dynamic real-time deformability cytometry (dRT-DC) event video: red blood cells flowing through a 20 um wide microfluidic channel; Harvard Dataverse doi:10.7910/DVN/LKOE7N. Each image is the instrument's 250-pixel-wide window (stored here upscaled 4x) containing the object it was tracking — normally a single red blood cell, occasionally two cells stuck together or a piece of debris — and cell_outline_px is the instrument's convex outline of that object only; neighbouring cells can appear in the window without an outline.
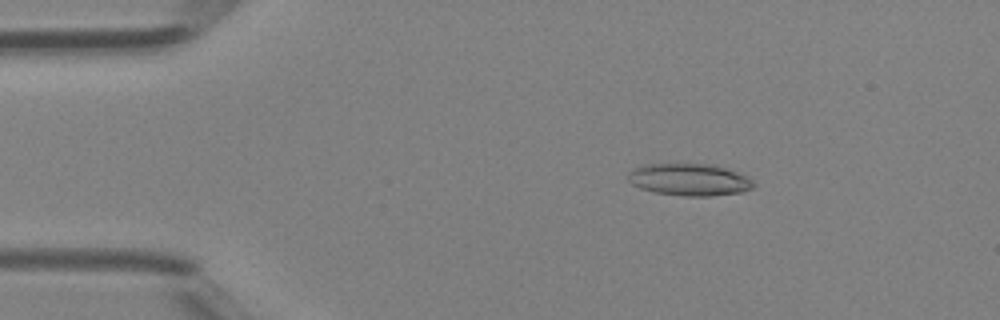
{"species": "Egyptian fruit bat (a non-hibernating species)", "species_latin": "Rousettus aegyptiacus", "temperature_condition": "room temperature", "stored_images_in_passage": 43, "camera_frame_rate_fps": 3000, "um_per_image_px": 0.085, "animal": {"sex": "female"}, "frame": {"image": 1, "passage_image": 8, "time_ms": 2.333, "image_size_px": [1000, 320], "cell_outline_px": [[756, 184], [752, 188], [744, 192], [712, 196], [684, 196], [652, 192], [640, 188], [632, 184], [628, 180], [628, 172], [644, 164], [712, 164], [736, 172], [752, 180]], "centroid_in_image_um": [58.59, 15.28], "position_along_channel_um": 26.4, "area_um2": 23.47}}
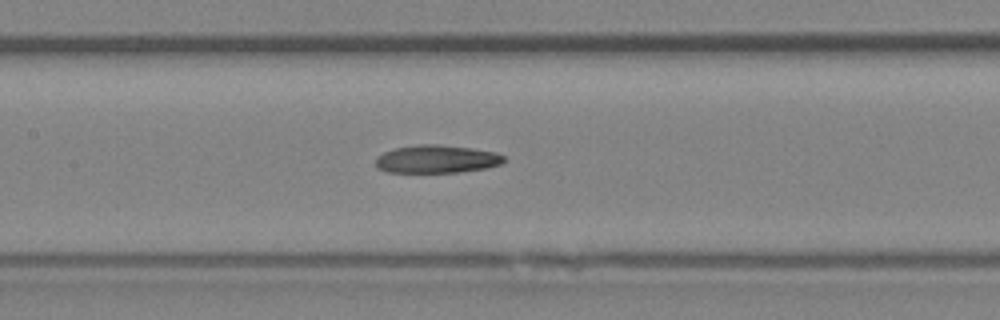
{"frame": {"image": 2, "passage_image": 21, "time_ms": 6.667, "image_size_px": [1000, 320], "cell_outline_px": [[504, 160], [500, 164], [488, 168], [460, 172], [388, 172], [376, 168], [376, 156], [392, 148], [416, 144], [440, 144], [472, 148], [496, 152], [504, 156]], "centroid_in_image_um": [37.09, 13.51], "position_along_channel_um": 170.3, "area_um2": 21.15}}
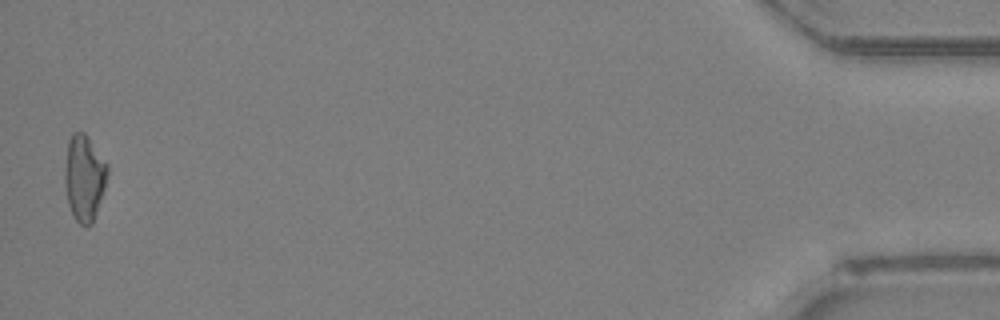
{"frame": {"image": 3, "passage_image": 43, "time_ms": 14.0, "image_size_px": [1000, 320], "cell_outline_px": [[108, 172], [104, 188], [92, 224], [80, 224], [76, 220], [68, 204], [64, 184], [64, 172], [68, 140], [72, 132], [84, 132], [88, 136], [108, 164]], "centroid_in_image_um": [7.15, 15.06], "position_along_channel_um": 428.1, "area_um2": 21.33}}